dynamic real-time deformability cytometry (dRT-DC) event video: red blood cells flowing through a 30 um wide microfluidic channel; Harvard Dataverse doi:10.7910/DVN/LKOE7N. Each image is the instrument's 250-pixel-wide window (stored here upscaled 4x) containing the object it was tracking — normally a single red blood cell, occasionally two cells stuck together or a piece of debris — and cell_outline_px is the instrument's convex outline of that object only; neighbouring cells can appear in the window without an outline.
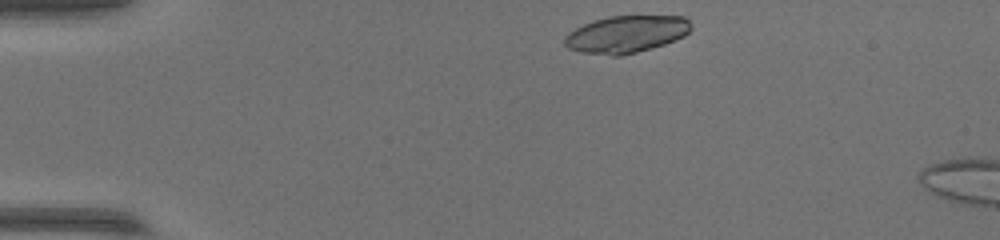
{"species": "common noctule bat (a hibernating species)", "species_latin": "Nyctalus noctula", "temperature_condition": "warm", "stored_images_in_passage": 4, "camera_frame_rate_fps": 3000, "um_per_image_px": 0.085, "animal": {"sex": "female", "body_mass_g": 17.0, "forearm_length_mm": 48.0}, "frame": {"image": 1, "passage_image": 1, "time_ms": 0.0, "image_size_px": [1000, 240], "cell_outline_px": [[692, 28], [684, 36], [676, 40], [664, 44], [636, 52], [620, 56], [612, 56], [580, 52], [568, 48], [564, 44], [564, 36], [568, 32], [584, 24], [608, 16], [684, 16], [688, 20]], "centroid_in_image_um": [53.22, 2.91], "position_along_channel_um": 31.8, "area_um2": 27.34}}